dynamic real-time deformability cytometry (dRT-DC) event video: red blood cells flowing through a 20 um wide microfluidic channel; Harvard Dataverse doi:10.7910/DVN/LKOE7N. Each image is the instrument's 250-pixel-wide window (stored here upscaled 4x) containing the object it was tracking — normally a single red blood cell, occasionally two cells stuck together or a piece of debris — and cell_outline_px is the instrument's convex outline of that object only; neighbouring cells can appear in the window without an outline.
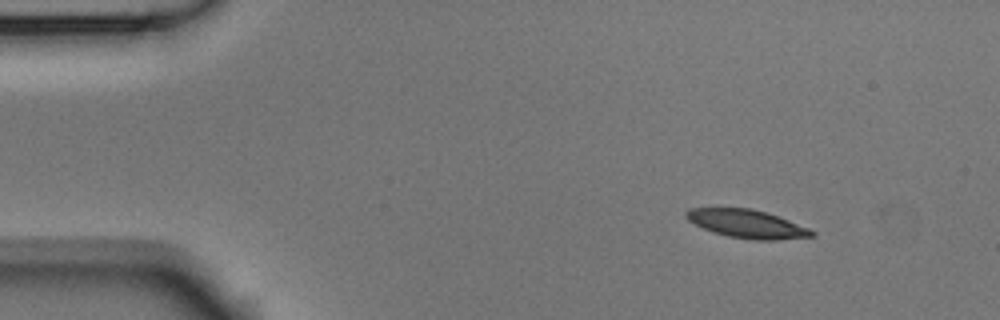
{"species": "Egyptian fruit bat (a non-hibernating species)", "species_latin": "Rousettus aegyptiacus", "temperature_condition": "room temperature", "stored_images_in_passage": 5, "camera_frame_rate_fps": 3000, "um_per_image_px": 0.085, "animal": {"sex": "male"}, "frame": {"image": 1, "passage_image": 1, "time_ms": 0.0, "image_size_px": [1000, 320], "cell_outline_px": [[816, 236], [776, 240], [752, 240], [728, 236], [712, 232], [688, 220], [684, 216], [684, 212], [688, 208], [752, 208], [768, 212], [808, 228], [816, 232]], "centroid_in_image_um": [63.49, 19.02], "position_along_channel_um": 21.5, "area_um2": 20.81}}
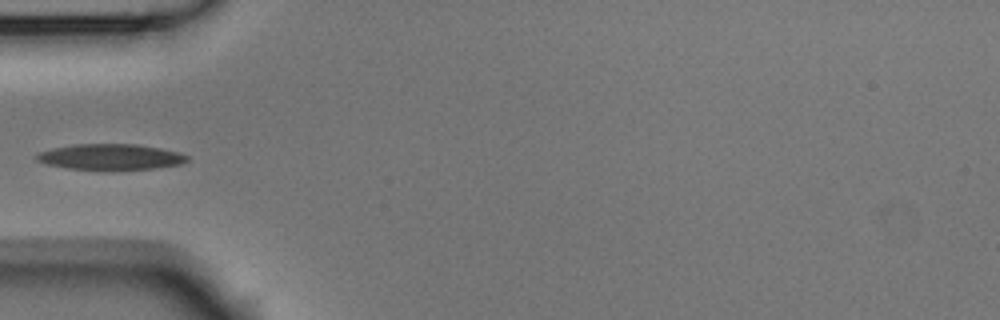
{"frame": {"image": 2, "passage_image": 4, "time_ms": 1.0, "image_size_px": [1000, 320], "cell_outline_px": [[188, 160], [184, 164], [152, 168], [68, 168], [48, 164], [36, 160], [36, 152], [52, 148], [72, 144], [136, 144], [160, 148], [180, 152], [188, 156]], "centroid_in_image_um": [9.4, 13.3], "position_along_channel_um": 75.6, "area_um2": 22.14}}
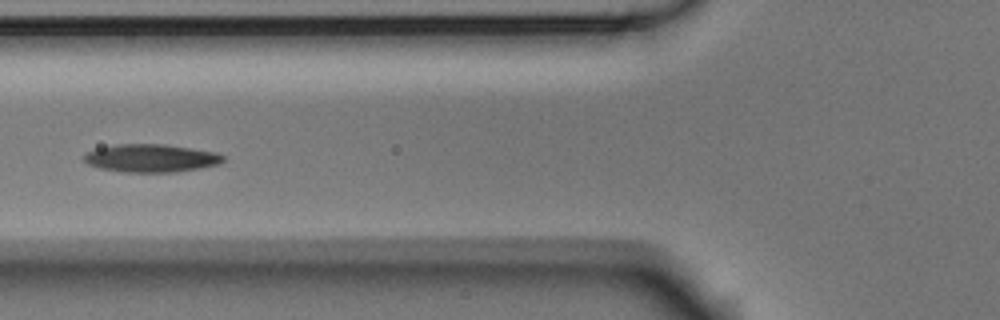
{"frame": {"image": 3, "passage_image": 5, "time_ms": 1.333, "image_size_px": [1000, 320], "cell_outline_px": [[224, 160], [220, 164], [200, 168], [176, 172], [124, 172], [100, 168], [88, 164], [84, 160], [84, 156], [88, 152], [96, 148], [116, 144], [164, 144], [216, 152], [224, 156]], "centroid_in_image_um": [12.85, 13.44], "position_along_channel_um": 113.0, "area_um2": 22.66}}